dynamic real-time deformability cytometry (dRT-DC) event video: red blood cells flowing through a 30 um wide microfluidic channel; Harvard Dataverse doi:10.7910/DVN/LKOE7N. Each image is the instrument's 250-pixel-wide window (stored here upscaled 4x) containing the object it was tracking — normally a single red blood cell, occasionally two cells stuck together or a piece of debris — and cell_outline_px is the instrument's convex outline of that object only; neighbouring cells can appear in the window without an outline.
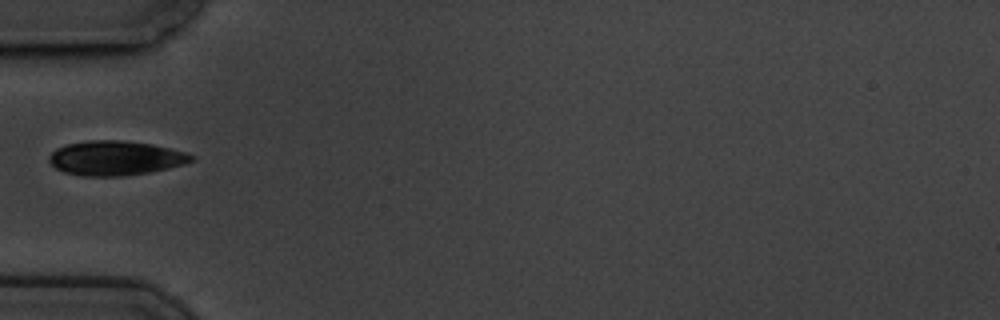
{"species": "common noctule bat (a hibernating species)", "species_latin": "Nyctalus noctula", "temperature_condition": "cold", "stored_images_in_passage": 27, "camera_frame_rate_fps": 3000, "um_per_image_px": 0.085, "animal": {"sex": "male", "body_mass_g": 19.5, "forearm_length_mm": 54.6}, "frame": {"image": 1, "passage_image": 1, "time_ms": 0.0, "image_size_px": [1000, 320], "cell_outline_px": [[196, 160], [184, 164], [168, 168], [148, 172], [124, 176], [84, 176], [64, 172], [56, 168], [48, 160], [48, 156], [56, 148], [68, 144], [88, 140], [120, 140], [152, 144], [184, 152], [196, 156]], "centroid_in_image_um": [9.81, 13.44], "position_along_channel_um": 75.2, "area_um2": 28.55}}